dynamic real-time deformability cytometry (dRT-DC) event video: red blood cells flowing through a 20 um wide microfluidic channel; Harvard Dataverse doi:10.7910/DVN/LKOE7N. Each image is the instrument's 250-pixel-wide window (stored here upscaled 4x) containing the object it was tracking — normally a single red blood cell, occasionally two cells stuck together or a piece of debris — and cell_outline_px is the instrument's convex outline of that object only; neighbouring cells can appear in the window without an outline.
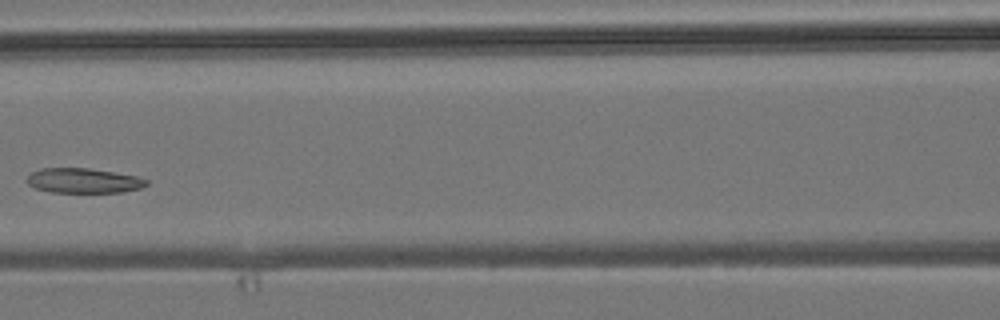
{"species": "common noctule bat (a hibernating species)", "species_latin": "Nyctalus noctula", "temperature_condition": "room temperature", "stored_images_in_passage": 5, "camera_frame_rate_fps": 3000, "um_per_image_px": 0.085, "animal": {"sex": "male", "body_mass_g": 19.2, "forearm_length_mm": 51.8}, "frame": {"image": 1, "passage_image": 4, "time_ms": 3.667, "image_size_px": [1000, 320], "cell_outline_px": [[148, 184], [140, 188], [124, 192], [52, 192], [36, 188], [28, 184], [28, 176], [32, 172], [40, 168], [88, 168], [136, 176], [148, 180]], "centroid_in_image_um": [7.11, 15.35], "position_along_channel_um": 159.5, "area_um2": 17.11}}
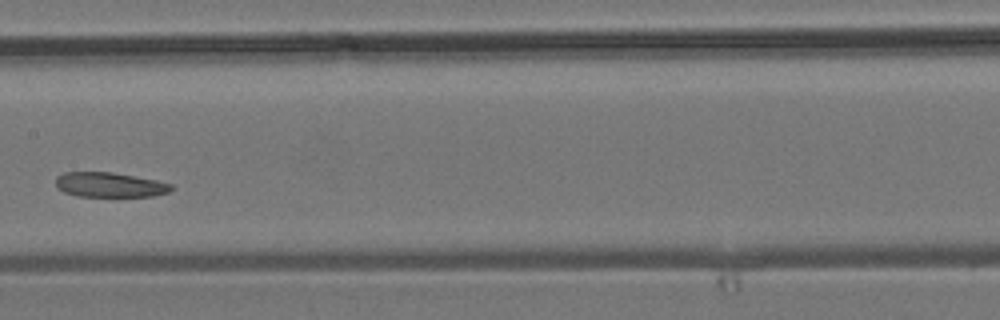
{"frame": {"image": 2, "passage_image": 5, "time_ms": 4.667, "image_size_px": [1000, 320], "cell_outline_px": [[172, 188], [168, 192], [152, 196], [76, 196], [64, 192], [56, 188], [56, 176], [64, 172], [112, 172], [156, 180], [172, 184]], "centroid_in_image_um": [9.28, 15.7], "position_along_channel_um": 198.1, "area_um2": 16.65}}